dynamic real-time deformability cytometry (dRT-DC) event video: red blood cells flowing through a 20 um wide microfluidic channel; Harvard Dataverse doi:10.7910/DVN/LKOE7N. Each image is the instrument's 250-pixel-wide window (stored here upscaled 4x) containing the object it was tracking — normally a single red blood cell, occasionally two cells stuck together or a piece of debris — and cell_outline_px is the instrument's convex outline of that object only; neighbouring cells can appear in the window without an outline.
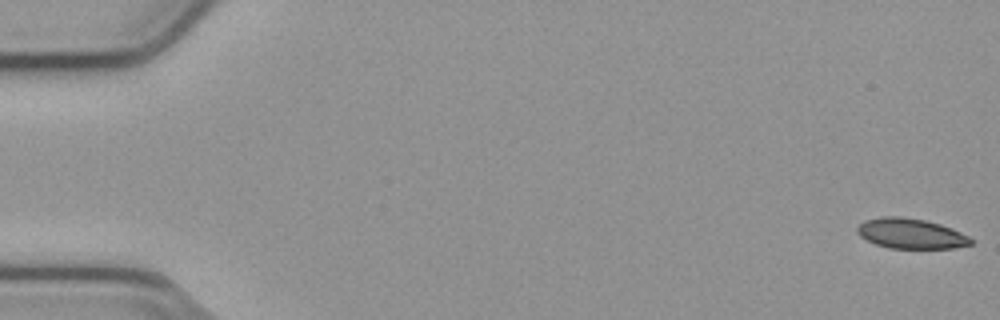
{"species": "common noctule bat (a hibernating species)", "species_latin": "Nyctalus noctula", "temperature_condition": "cold", "stored_images_in_passage": 9, "camera_frame_rate_fps": 3000, "um_per_image_px": 0.085, "animal": {"sex": "male", "body_mass_g": 23.1, "forearm_length_mm": 52.7}, "frame": {"image": 1, "passage_image": 1, "time_ms": 0.0, "image_size_px": [1000, 320], "cell_outline_px": [[972, 244], [956, 248], [888, 248], [876, 244], [860, 236], [856, 232], [856, 228], [860, 224], [868, 220], [880, 216], [900, 216], [924, 220], [940, 224], [952, 228], [968, 236], [972, 240]], "centroid_in_image_um": [77.42, 19.85], "position_along_channel_um": 7.6, "area_um2": 19.88}}